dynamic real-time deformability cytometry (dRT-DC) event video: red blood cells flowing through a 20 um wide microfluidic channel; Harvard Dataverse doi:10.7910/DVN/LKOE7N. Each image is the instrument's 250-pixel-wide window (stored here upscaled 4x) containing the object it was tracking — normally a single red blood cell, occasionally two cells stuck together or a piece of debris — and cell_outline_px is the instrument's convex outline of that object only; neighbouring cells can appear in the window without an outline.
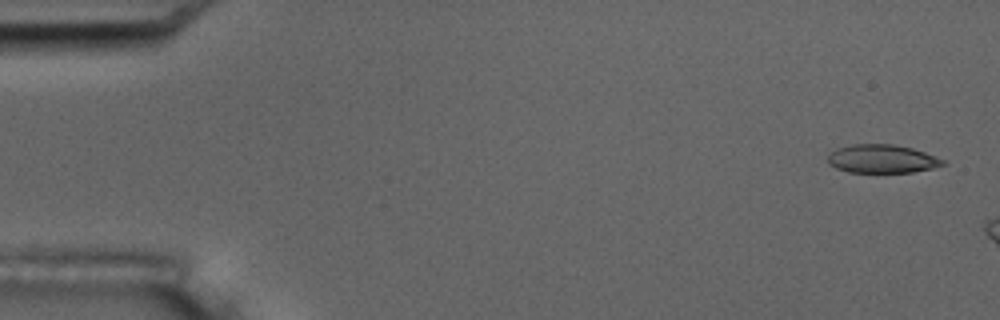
{"species": "common noctule bat (a hibernating species)", "species_latin": "Nyctalus noctula", "temperature_condition": "room temperature", "stored_images_in_passage": 3, "camera_frame_rate_fps": 3000, "um_per_image_px": 0.085, "animal": {"sex": "male", "body_mass_g": 17.5, "forearm_length_mm": 52.3}, "frame": {"image": 1, "passage_image": 1, "time_ms": 0.0, "image_size_px": [1000, 320], "cell_outline_px": [[948, 164], [932, 168], [912, 172], [848, 172], [836, 168], [828, 164], [828, 156], [836, 148], [856, 144], [892, 144], [912, 148], [924, 152], [944, 160]], "centroid_in_image_um": [74.97, 13.5], "position_along_channel_um": 10.0, "area_um2": 18.96}}